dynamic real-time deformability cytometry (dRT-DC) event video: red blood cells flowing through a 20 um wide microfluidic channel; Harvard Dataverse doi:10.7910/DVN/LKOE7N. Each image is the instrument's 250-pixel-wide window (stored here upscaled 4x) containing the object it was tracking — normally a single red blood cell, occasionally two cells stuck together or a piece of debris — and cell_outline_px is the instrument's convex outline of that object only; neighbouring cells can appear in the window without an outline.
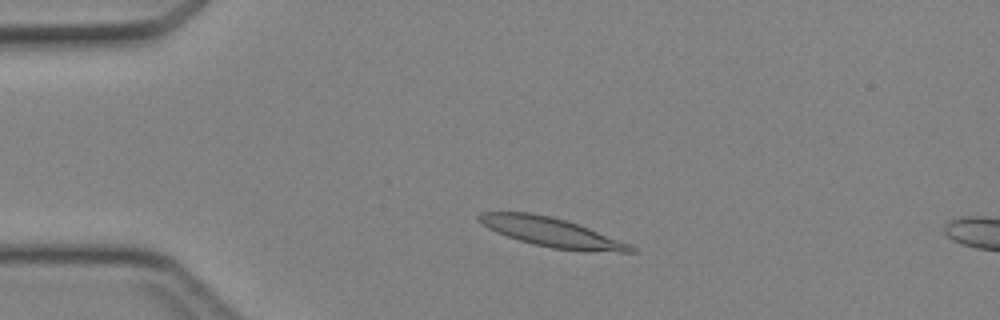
{"species": "Egyptian fruit bat (a non-hibernating species)", "species_latin": "Rousettus aegyptiacus", "temperature_condition": "cold", "stored_images_in_passage": 10, "camera_frame_rate_fps": 3000, "um_per_image_px": 0.085, "animal": {"sex": "female"}, "frame": {"image": 1, "passage_image": 6, "time_ms": 1.667, "image_size_px": [1000, 320], "cell_outline_px": [[640, 252], [584, 252], [552, 248], [532, 244], [496, 232], [488, 228], [476, 220], [476, 216], [480, 212], [528, 212], [552, 216], [588, 228], [632, 244]], "centroid_in_image_um": [46.92, 19.76], "position_along_channel_um": 38.1, "area_um2": 26.01}}